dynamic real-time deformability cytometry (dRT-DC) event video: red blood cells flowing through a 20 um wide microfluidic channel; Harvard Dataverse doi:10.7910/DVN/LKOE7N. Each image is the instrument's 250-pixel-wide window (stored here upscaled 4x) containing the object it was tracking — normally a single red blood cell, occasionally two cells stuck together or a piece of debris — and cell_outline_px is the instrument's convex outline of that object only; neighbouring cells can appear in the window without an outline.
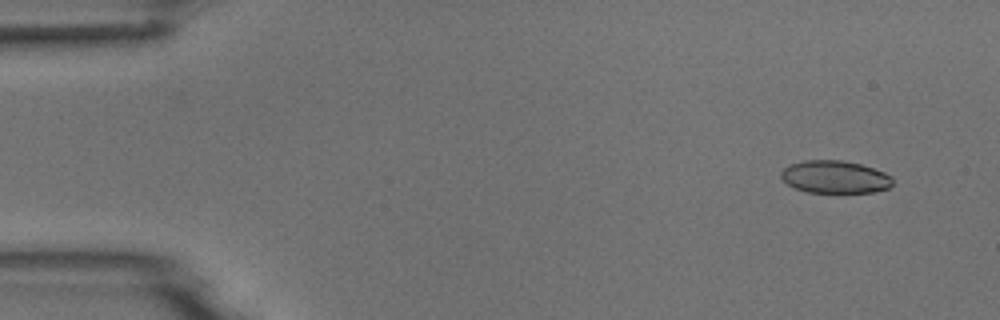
{"species": "common noctule bat (a hibernating species)", "species_latin": "Nyctalus noctula", "temperature_condition": "room temperature", "stored_images_in_passage": 5, "camera_frame_rate_fps": 3000, "um_per_image_px": 0.085, "animal": {"sex": "male", "body_mass_g": 18.8}, "frame": {"image": 1, "passage_image": 1, "time_ms": 0.0, "image_size_px": [1000, 320], "cell_outline_px": [[892, 184], [888, 188], [872, 192], [808, 192], [796, 188], [788, 184], [780, 176], [780, 172], [784, 168], [792, 164], [804, 160], [844, 160], [860, 164], [884, 172], [892, 176]], "centroid_in_image_um": [70.97, 15.03], "position_along_channel_um": 14.0, "area_um2": 21.04}}
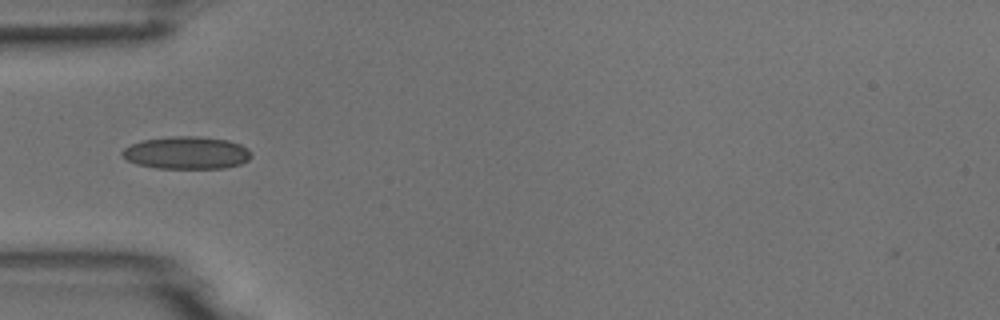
{"frame": {"image": 2, "passage_image": 4, "time_ms": 4.333, "image_size_px": [1000, 320], "cell_outline_px": [[252, 156], [248, 160], [240, 164], [224, 168], [156, 168], [136, 164], [128, 160], [120, 152], [124, 148], [132, 144], [144, 140], [172, 136], [200, 136], [228, 140], [240, 144], [248, 148], [252, 152]], "centroid_in_image_um": [15.9, 12.98], "position_along_channel_um": 69.1, "area_um2": 24.51}}